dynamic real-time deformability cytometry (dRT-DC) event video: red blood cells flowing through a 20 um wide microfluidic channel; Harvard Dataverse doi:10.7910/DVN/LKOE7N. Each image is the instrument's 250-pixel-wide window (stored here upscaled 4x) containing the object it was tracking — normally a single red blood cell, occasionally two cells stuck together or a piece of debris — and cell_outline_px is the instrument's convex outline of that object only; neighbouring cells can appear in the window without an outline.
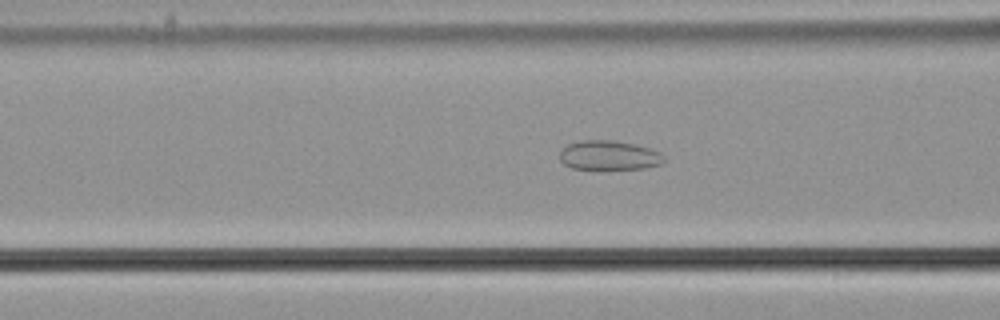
{"species": "common noctule bat (a hibernating species)", "species_latin": "Nyctalus noctula", "temperature_condition": "cold", "stored_images_in_passage": 57, "camera_frame_rate_fps": 3000, "um_per_image_px": 0.085, "animal": {"sex": "male", "body_mass_g": 21.5, "forearm_length_mm": 52.0}, "frame": {"image": 1, "passage_image": 23, "time_ms": 7.333, "image_size_px": [1000, 320], "cell_outline_px": [[664, 164], [644, 168], [608, 172], [596, 172], [572, 168], [564, 164], [560, 160], [560, 152], [568, 144], [580, 140], [616, 140], [648, 148], [660, 152], [664, 156]], "centroid_in_image_um": [51.76, 13.27], "position_along_channel_um": 114.8, "area_um2": 18.84}}
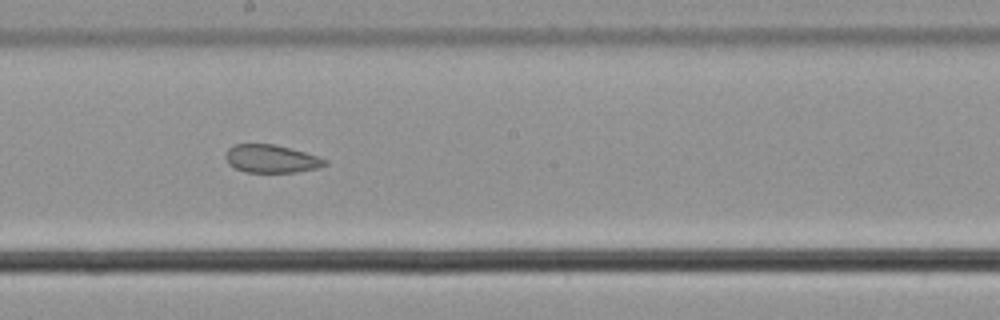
{"frame": {"image": 2, "passage_image": 32, "time_ms": 10.333, "image_size_px": [1000, 320], "cell_outline_px": [[328, 164], [320, 168], [296, 172], [244, 172], [232, 168], [228, 164], [224, 156], [228, 148], [232, 144], [276, 144], [304, 152], [328, 160]], "centroid_in_image_um": [23.03, 13.5], "position_along_channel_um": 225.2, "area_um2": 16.47}}
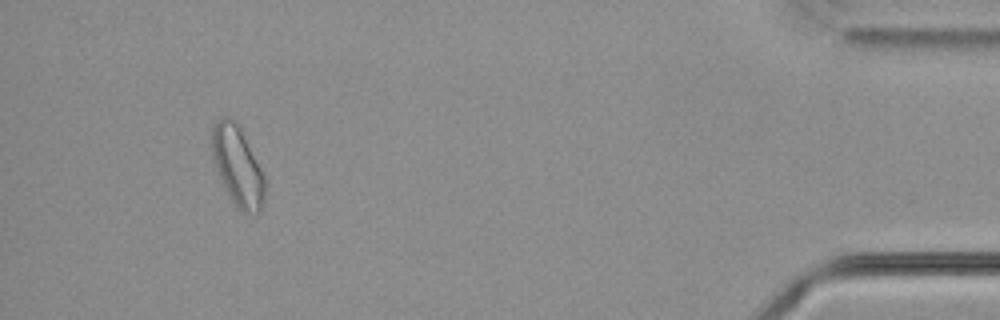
{"frame": {"image": 3, "passage_image": 53, "time_ms": 17.333, "image_size_px": [1000, 320], "cell_outline_px": [[268, 184], [264, 200], [260, 212], [256, 216], [240, 212], [232, 200], [212, 160], [212, 128], [216, 120], [220, 116], [228, 116], [236, 120], [240, 124]], "centroid_in_image_um": [20.24, 14.11], "position_along_channel_um": 415.0, "area_um2": 25.14}, "authors_computed_cell_mechanics": {"area_um2": 22.1374, "velocity_mm_per_s": 3.6787, "shape_relaxation_time_tau1_ms": null, "shape_relaxation_time_tau2_ms": 4.8546, "deformation_change_tau1": null, "deformation_change_tau2": 0.1122}}